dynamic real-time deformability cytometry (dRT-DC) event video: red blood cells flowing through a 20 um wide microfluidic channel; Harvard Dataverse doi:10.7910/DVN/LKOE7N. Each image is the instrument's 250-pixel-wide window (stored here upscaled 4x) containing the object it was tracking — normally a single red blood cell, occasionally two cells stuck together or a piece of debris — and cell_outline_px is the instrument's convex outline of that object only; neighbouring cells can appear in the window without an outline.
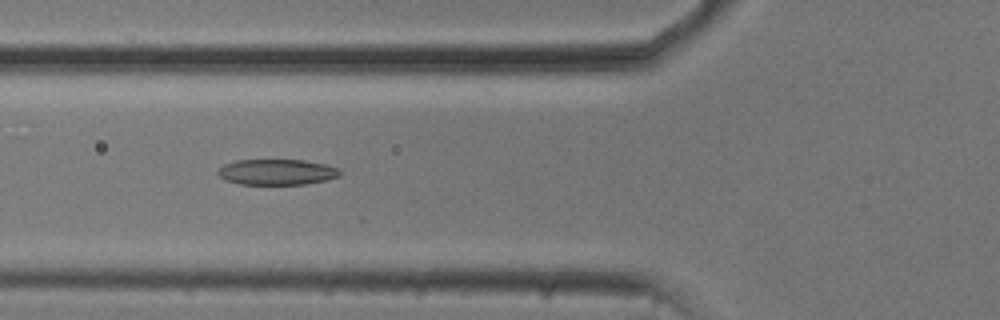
{"species": "common noctule bat (a hibernating species)", "species_latin": "Nyctalus noctula", "temperature_condition": "cold", "stored_images_in_passage": 54, "camera_frame_rate_fps": 3000, "um_per_image_px": 0.085, "animal": {"sex": "male", "body_mass_g": 20.5, "forearm_length_mm": 52.5}, "frame": {"image": 1, "passage_image": 20, "time_ms": 6.333, "image_size_px": [1000, 320], "cell_outline_px": [[340, 176], [328, 180], [304, 184], [240, 184], [224, 180], [216, 172], [224, 164], [236, 160], [304, 160], [328, 164], [340, 168]], "centroid_in_image_um": [23.57, 14.62], "position_along_channel_um": 102.2, "area_um2": 18.44}}
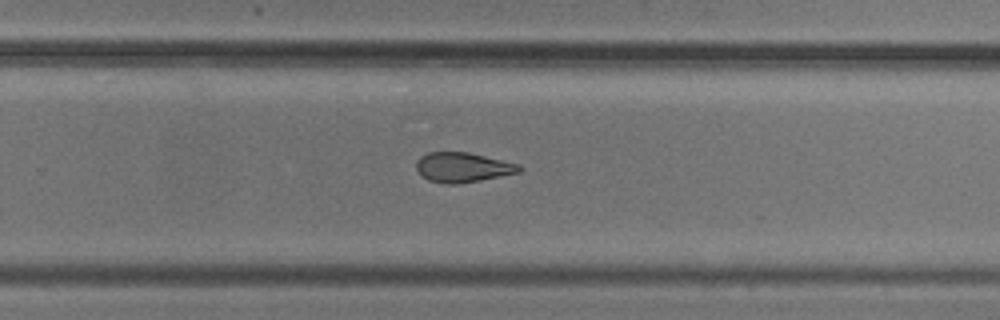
{"frame": {"image": 2, "passage_image": 35, "time_ms": 11.333, "image_size_px": [1000, 320], "cell_outline_px": [[524, 168], [520, 172], [480, 180], [456, 184], [448, 184], [428, 180], [416, 168], [416, 160], [420, 156], [428, 152], [468, 152], [520, 164]], "centroid_in_image_um": [39.35, 14.21], "position_along_channel_um": 290.5, "area_um2": 17.8}}
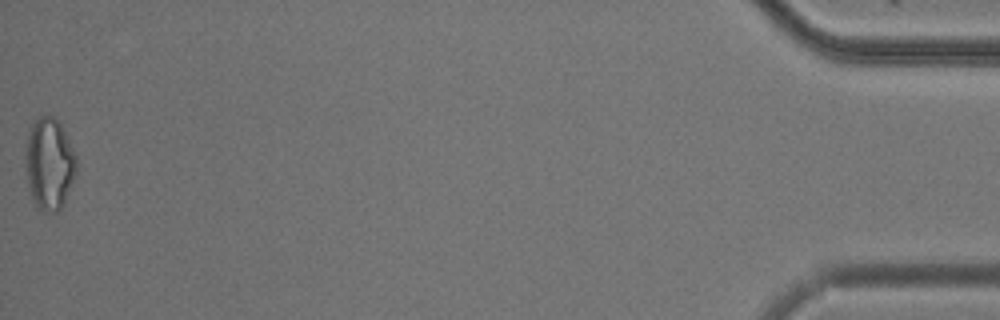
{"frame": {"image": 3, "passage_image": 54, "time_ms": 17.667, "image_size_px": [1000, 320], "cell_outline_px": [[76, 176], [64, 204], [56, 212], [44, 212], [36, 208], [28, 184], [24, 156], [24, 152], [28, 132], [32, 124], [40, 116], [52, 116], [60, 124], [76, 156]], "centroid_in_image_um": [4.18, 13.96], "position_along_channel_um": 431.0, "area_um2": 27.34}, "authors_computed_cell_mechanics": {"area_um2": 19.9988, "velocity_mm_per_s": 3.7618, "shape_relaxation_time_tau1_ms": 5.8814, "shape_relaxation_time_tau2_ms": 2.321, "deformation_change_tau1": 0.1602, "deformation_change_tau2": 0.0948}}